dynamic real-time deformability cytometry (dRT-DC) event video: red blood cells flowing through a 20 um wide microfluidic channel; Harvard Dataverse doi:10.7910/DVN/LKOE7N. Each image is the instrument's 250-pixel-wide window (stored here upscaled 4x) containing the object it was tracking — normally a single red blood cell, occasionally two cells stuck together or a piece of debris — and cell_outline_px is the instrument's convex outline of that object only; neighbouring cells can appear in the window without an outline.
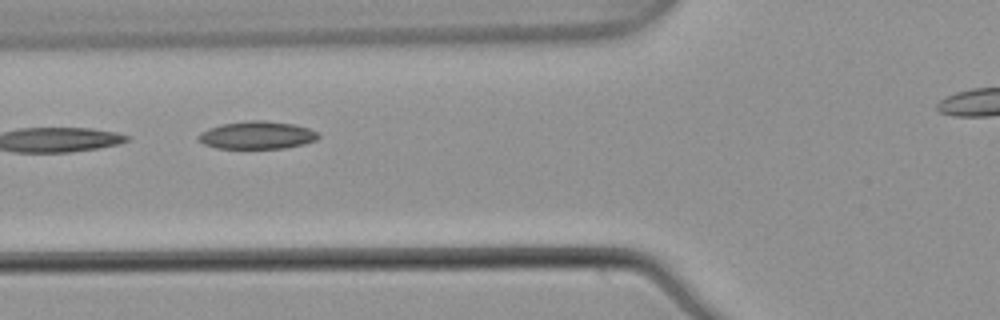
{"species": "common noctule bat (a hibernating species)", "species_latin": "Nyctalus noctula", "temperature_condition": "warm", "stored_images_in_passage": 5, "camera_frame_rate_fps": 3000, "um_per_image_px": 0.085, "animal": {"sex": "male", "body_mass_g": 21.5, "forearm_length_mm": 52.0}, "frame": {"image": 1, "passage_image": 3, "time_ms": 0.667, "image_size_px": [1000, 320], "cell_outline_px": [[320, 136], [316, 140], [304, 144], [284, 148], [216, 148], [204, 144], [196, 140], [196, 136], [200, 132], [208, 128], [220, 124], [248, 120], [264, 120], [296, 124], [308, 128], [316, 132]], "centroid_in_image_um": [21.81, 11.48], "position_along_channel_um": 104.0, "area_um2": 19.59}}